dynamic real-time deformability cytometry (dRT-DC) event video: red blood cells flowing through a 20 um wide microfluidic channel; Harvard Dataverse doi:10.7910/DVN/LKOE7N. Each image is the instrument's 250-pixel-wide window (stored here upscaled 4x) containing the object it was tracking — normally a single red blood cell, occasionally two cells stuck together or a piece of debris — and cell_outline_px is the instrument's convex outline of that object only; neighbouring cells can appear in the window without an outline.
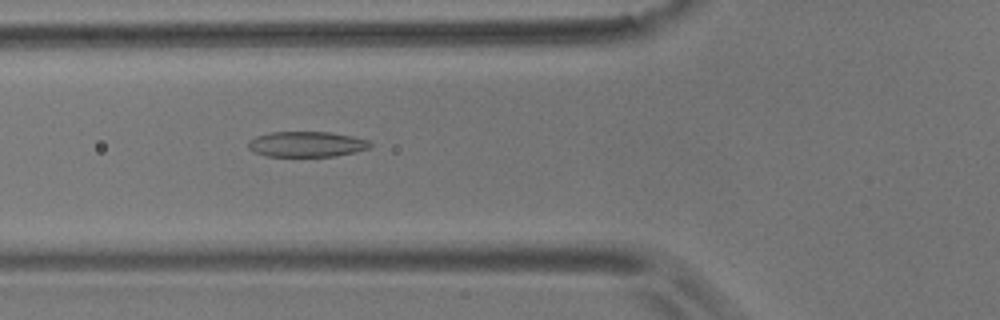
{"species": "common noctule bat (a hibernating species)", "species_latin": "Nyctalus noctula", "temperature_condition": "room temperature", "stored_images_in_passage": 55, "camera_frame_rate_fps": 3000, "um_per_image_px": 0.085, "animal": {"sex": "male", "body_mass_g": 17.9}, "frame": {"image": 1, "passage_image": 19, "time_ms": 6.0, "image_size_px": [1000, 320], "cell_outline_px": [[372, 144], [368, 148], [356, 152], [336, 156], [268, 156], [252, 152], [248, 148], [248, 140], [256, 136], [272, 132], [332, 132], [352, 136], [368, 140]], "centroid_in_image_um": [26.05, 12.25], "position_along_channel_um": 99.8, "area_um2": 18.15}}
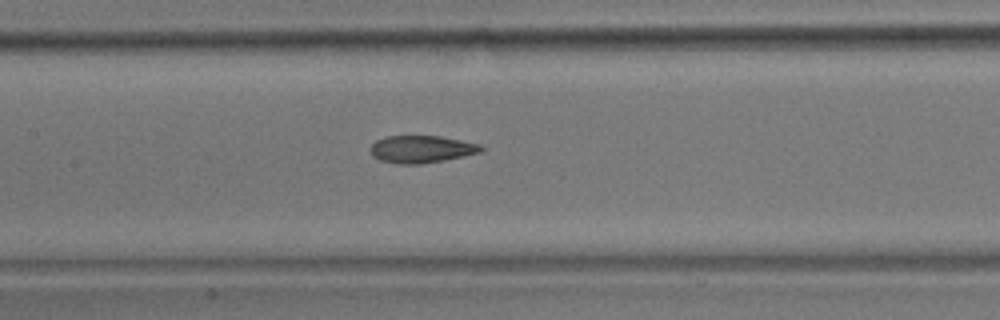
{"frame": {"image": 2, "passage_image": 25, "time_ms": 8.0, "image_size_px": [1000, 320], "cell_outline_px": [[484, 148], [480, 152], [464, 156], [444, 160], [420, 164], [400, 164], [380, 160], [372, 156], [372, 144], [376, 140], [384, 136], [440, 136], [480, 144]], "centroid_in_image_um": [35.82, 12.68], "position_along_channel_um": 171.6, "area_um2": 17.51}}
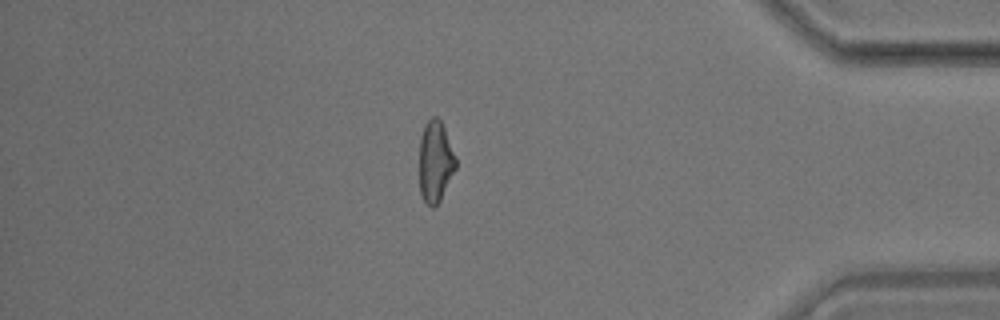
{"frame": {"image": 3, "passage_image": 47, "time_ms": 15.333, "image_size_px": [1000, 320], "cell_outline_px": [[456, 168], [440, 200], [432, 208], [424, 200], [420, 192], [420, 136], [424, 124], [432, 116], [436, 116], [440, 120], [444, 128], [456, 156]], "centroid_in_image_um": [37.0, 13.7], "position_along_channel_um": 398.2, "area_um2": 17.17}, "authors_computed_cell_mechanics": {"area_um2": 18.1492, "velocity_mm_per_s": 3.5573, "shape_relaxation_time_tau1_ms": null, "shape_relaxation_time_tau2_ms": 3.1864, "deformation_change_tau1": null, "deformation_change_tau2": 0.1124}}